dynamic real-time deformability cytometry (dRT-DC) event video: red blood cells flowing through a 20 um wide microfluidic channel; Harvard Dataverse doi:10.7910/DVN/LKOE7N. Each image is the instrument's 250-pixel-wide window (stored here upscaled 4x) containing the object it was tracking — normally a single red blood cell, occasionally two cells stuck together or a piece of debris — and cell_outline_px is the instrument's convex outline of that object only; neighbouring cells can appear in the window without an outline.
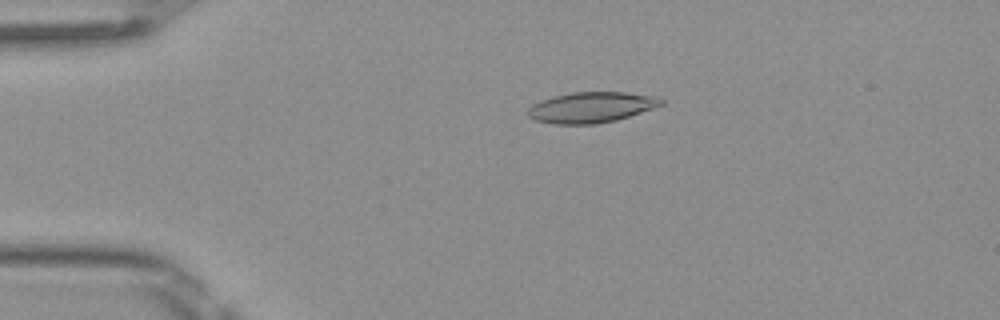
{"species": "Egyptian fruit bat (a non-hibernating species)", "species_latin": "Rousettus aegyptiacus", "temperature_condition": "room temperature", "stored_images_in_passage": 5, "camera_frame_rate_fps": 3000, "um_per_image_px": 0.085, "frame": {"image": 1, "passage_image": 4, "time_ms": 1.0, "image_size_px": [1000, 320], "cell_outline_px": [[664, 104], [616, 120], [596, 124], [552, 124], [536, 120], [528, 116], [528, 108], [532, 104], [540, 100], [552, 96], [572, 92], [624, 92], [652, 96], [664, 100]], "centroid_in_image_um": [50.2, 9.12], "position_along_channel_um": 34.8, "area_um2": 23.7}}